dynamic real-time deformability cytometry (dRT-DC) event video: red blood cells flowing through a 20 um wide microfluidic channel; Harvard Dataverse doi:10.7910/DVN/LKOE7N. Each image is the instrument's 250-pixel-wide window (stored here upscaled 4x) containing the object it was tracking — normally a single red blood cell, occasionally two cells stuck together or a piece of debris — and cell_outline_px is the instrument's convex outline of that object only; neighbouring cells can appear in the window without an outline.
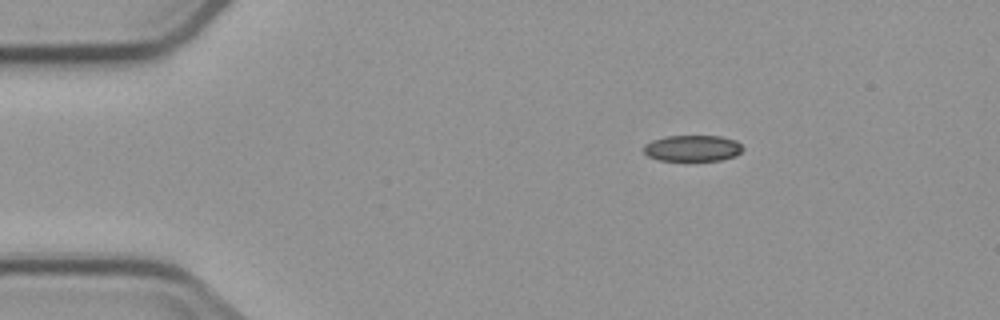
{"species": "common noctule bat (a hibernating species)", "species_latin": "Nyctalus noctula", "temperature_condition": "cold", "stored_images_in_passage": 3, "camera_frame_rate_fps": 3000, "um_per_image_px": 0.085, "animal": {"sex": "male", "body_mass_g": 23.1, "forearm_length_mm": 52.7}, "frame": {"image": 1, "passage_image": 1, "time_ms": 0.0, "image_size_px": [1000, 320], "cell_outline_px": [[744, 148], [736, 156], [720, 160], [660, 160], [648, 156], [644, 152], [644, 144], [652, 140], [664, 136], [720, 136], [736, 140]], "centroid_in_image_um": [58.87, 12.59], "position_along_channel_um": 26.1, "area_um2": 15.09}}